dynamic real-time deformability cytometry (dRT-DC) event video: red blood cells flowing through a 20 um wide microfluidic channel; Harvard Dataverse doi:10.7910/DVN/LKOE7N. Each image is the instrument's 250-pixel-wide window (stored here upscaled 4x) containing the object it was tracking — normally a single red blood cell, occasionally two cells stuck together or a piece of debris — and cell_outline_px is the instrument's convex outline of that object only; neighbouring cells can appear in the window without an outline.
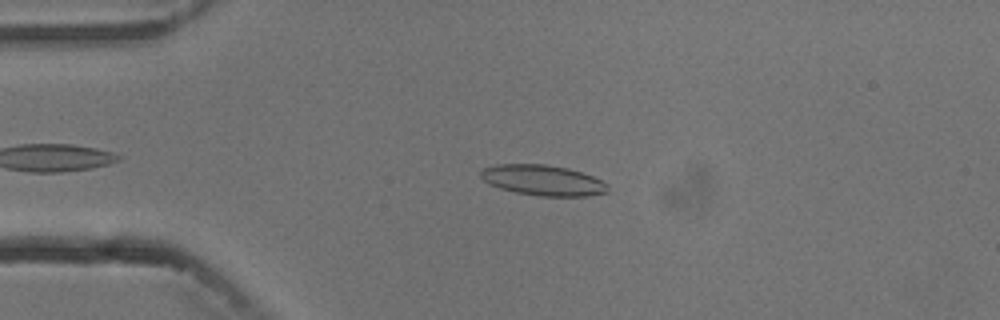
{"species": "common noctule bat (a hibernating species)", "species_latin": "Nyctalus noctula", "temperature_condition": "cold", "stored_images_in_passage": 5, "camera_frame_rate_fps": 3000, "um_per_image_px": 0.085, "animal": {"sex": "male", "body_mass_g": 13.3}, "frame": {"image": 1, "passage_image": 3, "time_ms": 2.333, "image_size_px": [1000, 320], "cell_outline_px": [[608, 192], [588, 196], [540, 196], [516, 192], [500, 188], [488, 184], [480, 176], [480, 172], [484, 168], [496, 164], [544, 164], [568, 168], [592, 176], [608, 184]], "centroid_in_image_um": [46.14, 15.32], "position_along_channel_um": 38.9, "area_um2": 22.54}}
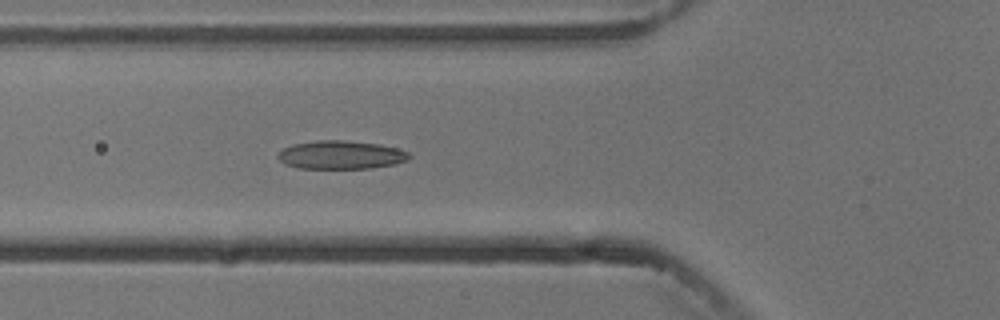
{"frame": {"image": 2, "passage_image": 5, "time_ms": 4.667, "image_size_px": [1000, 320], "cell_outline_px": [[412, 156], [408, 160], [396, 164], [372, 168], [296, 168], [284, 164], [276, 156], [284, 148], [292, 144], [316, 140], [344, 140], [380, 144], [396, 148], [408, 152]], "centroid_in_image_um": [28.98, 13.16], "position_along_channel_um": 96.8, "area_um2": 21.85}}